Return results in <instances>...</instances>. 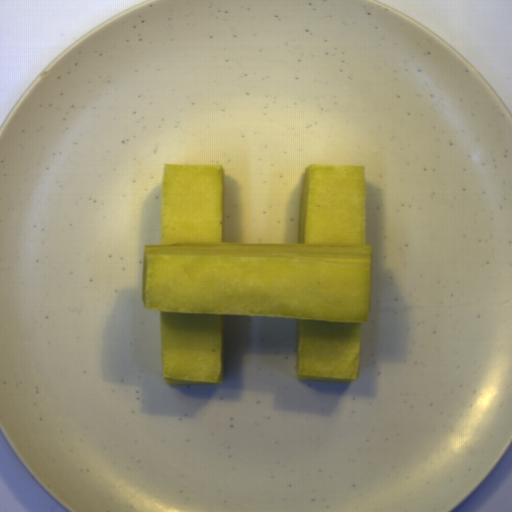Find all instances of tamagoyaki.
<instances>
[{
    "mask_svg": "<svg viewBox=\"0 0 512 512\" xmlns=\"http://www.w3.org/2000/svg\"><path fill=\"white\" fill-rule=\"evenodd\" d=\"M371 258L364 166L309 164L298 243H264L226 241L222 165L163 164L141 301L159 311L167 385L223 384L225 317L296 320L298 381L358 380Z\"/></svg>",
    "mask_w": 512,
    "mask_h": 512,
    "instance_id": "81b7327e",
    "label": "tamagoyaki"
}]
</instances>
